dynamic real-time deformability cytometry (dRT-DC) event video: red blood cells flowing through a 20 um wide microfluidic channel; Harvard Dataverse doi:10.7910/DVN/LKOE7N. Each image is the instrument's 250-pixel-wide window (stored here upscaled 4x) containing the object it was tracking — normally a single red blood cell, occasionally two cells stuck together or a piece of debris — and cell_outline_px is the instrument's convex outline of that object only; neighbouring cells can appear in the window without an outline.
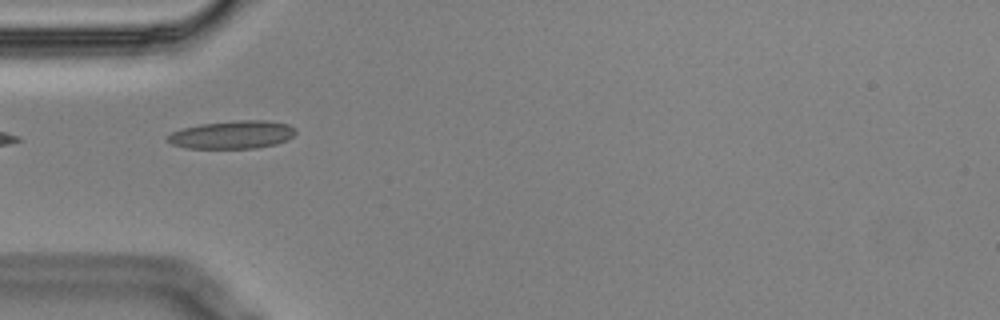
{"species": "Egyptian fruit bat (a non-hibernating species)", "species_latin": "Rousettus aegyptiacus", "temperature_condition": "cold", "stored_images_in_passage": 2, "camera_frame_rate_fps": 3000, "um_per_image_px": 0.085, "animal": {"sex": "male"}, "frame": {"image": 1, "passage_image": 1, "time_ms": 0.0, "image_size_px": [1000, 320], "cell_outline_px": [[296, 132], [288, 140], [276, 144], [256, 148], [184, 148], [172, 144], [168, 140], [168, 136], [172, 132], [184, 128], [200, 124], [236, 120], [264, 120], [288, 124], [296, 128]], "centroid_in_image_um": [19.78, 11.45], "position_along_channel_um": 65.2, "area_um2": 20.87}}
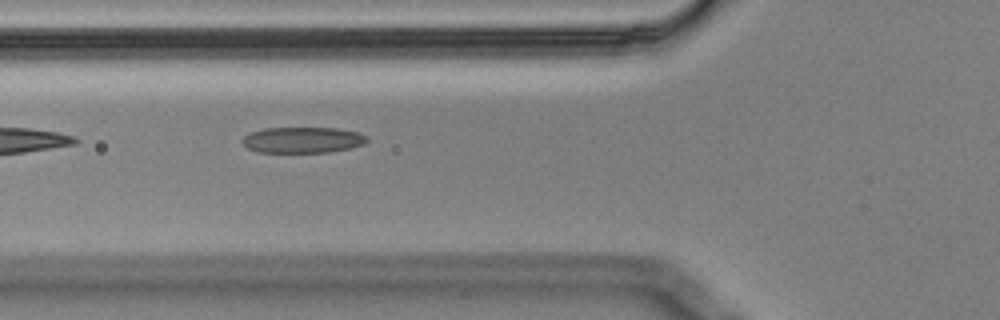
{"frame": {"image": 2, "passage_image": 2, "time_ms": 0.333, "image_size_px": [1000, 320], "cell_outline_px": [[368, 140], [364, 144], [352, 148], [328, 152], [256, 152], [248, 148], [240, 140], [244, 136], [252, 132], [264, 128], [336, 128], [360, 132], [368, 136]], "centroid_in_image_um": [25.76, 11.89], "position_along_channel_um": 100.0, "area_um2": 18.96}}